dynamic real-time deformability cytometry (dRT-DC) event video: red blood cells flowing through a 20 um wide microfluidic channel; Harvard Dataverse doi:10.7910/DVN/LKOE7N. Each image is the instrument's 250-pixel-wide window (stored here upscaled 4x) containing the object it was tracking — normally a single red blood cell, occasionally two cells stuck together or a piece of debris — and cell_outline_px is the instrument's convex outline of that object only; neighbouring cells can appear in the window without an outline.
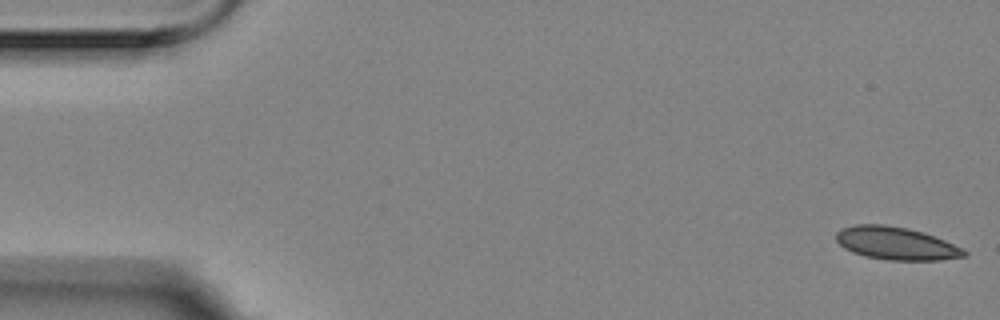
{"species": "Egyptian fruit bat (a non-hibernating species)", "species_latin": "Rousettus aegyptiacus", "temperature_condition": "room temperature", "stored_images_in_passage": 4, "camera_frame_rate_fps": 3000, "um_per_image_px": 0.085, "animal": {"sex": "female"}, "frame": {"image": 1, "passage_image": 1, "time_ms": 0.0, "image_size_px": [1000, 320], "cell_outline_px": [[968, 256], [940, 260], [888, 260], [864, 256], [852, 252], [844, 248], [836, 240], [836, 232], [840, 228], [856, 224], [884, 224], [908, 228], [924, 232], [964, 248], [968, 252]], "centroid_in_image_um": [76.18, 20.68], "position_along_channel_um": 8.8, "area_um2": 24.74}}